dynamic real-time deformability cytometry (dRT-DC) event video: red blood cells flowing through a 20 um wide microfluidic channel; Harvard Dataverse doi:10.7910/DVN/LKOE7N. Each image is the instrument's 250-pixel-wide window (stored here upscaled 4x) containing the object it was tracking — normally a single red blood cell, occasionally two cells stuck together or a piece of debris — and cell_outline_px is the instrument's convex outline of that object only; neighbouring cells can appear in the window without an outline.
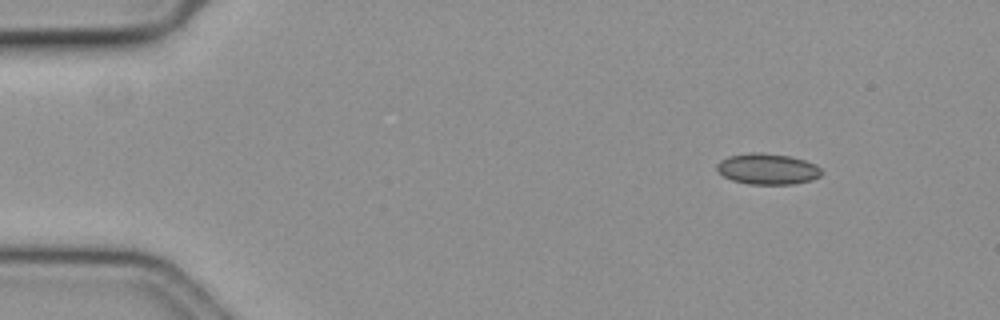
{"species": "common noctule bat (a hibernating species)", "species_latin": "Nyctalus noctula", "temperature_condition": "cold", "stored_images_in_passage": 51, "camera_frame_rate_fps": 3000, "um_per_image_px": 0.085, "animal": {"sex": "female", "body_mass_g": 19.3, "forearm_length_mm": 54.1}, "frame": {"image": 1, "passage_image": 1, "time_ms": 0.0, "image_size_px": [1000, 320], "cell_outline_px": [[820, 176], [812, 180], [792, 184], [748, 184], [732, 180], [724, 176], [716, 168], [716, 164], [720, 160], [732, 156], [752, 152], [756, 152], [788, 156], [804, 160], [816, 164], [820, 168]], "centroid_in_image_um": [65.24, 14.37], "position_along_channel_um": 19.8, "area_um2": 18.61}}
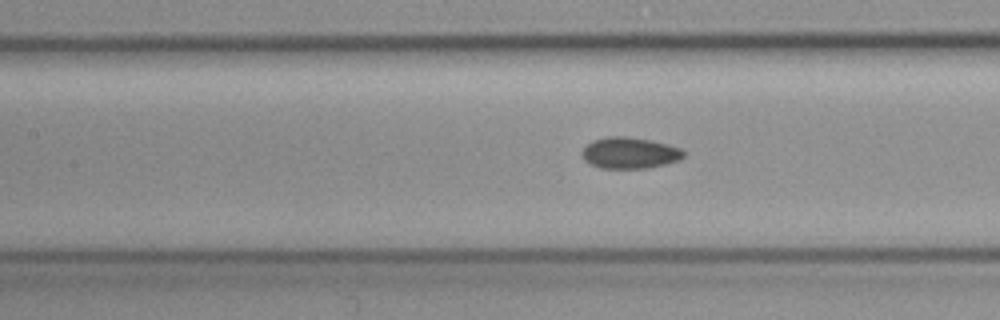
{"frame": {"image": 2, "passage_image": 20, "time_ms": 6.333, "image_size_px": [1000, 320], "cell_outline_px": [[684, 156], [680, 160], [648, 168], [600, 168], [588, 164], [584, 160], [580, 152], [592, 140], [608, 136], [624, 136], [652, 140], [668, 144], [680, 148], [684, 152]], "centroid_in_image_um": [53.5, 13.0], "position_along_channel_um": 153.9, "area_um2": 18.67}}
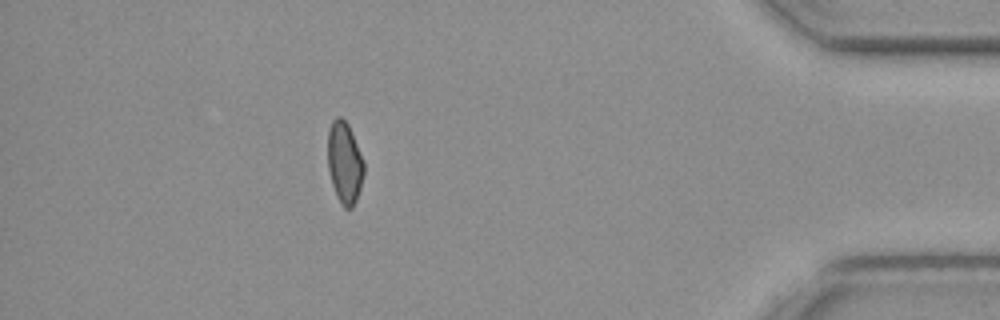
{"frame": {"image": 3, "passage_image": 45, "time_ms": 14.667, "image_size_px": [1000, 320], "cell_outline_px": [[364, 176], [356, 200], [352, 208], [344, 208], [340, 204], [336, 196], [332, 184], [328, 168], [328, 132], [332, 120], [336, 116], [340, 116], [348, 124], [364, 160]], "centroid_in_image_um": [29.29, 13.83], "position_along_channel_um": 405.9, "area_um2": 17.34}, "authors_computed_cell_mechanics": {"area_um2": 17.8602, "velocity_mm_per_s": 3.6374, "shape_relaxation_time_tau1_ms": null, "shape_relaxation_time_tau2_ms": 4.1986, "deformation_change_tau1": null, "deformation_change_tau2": 0.0761}}